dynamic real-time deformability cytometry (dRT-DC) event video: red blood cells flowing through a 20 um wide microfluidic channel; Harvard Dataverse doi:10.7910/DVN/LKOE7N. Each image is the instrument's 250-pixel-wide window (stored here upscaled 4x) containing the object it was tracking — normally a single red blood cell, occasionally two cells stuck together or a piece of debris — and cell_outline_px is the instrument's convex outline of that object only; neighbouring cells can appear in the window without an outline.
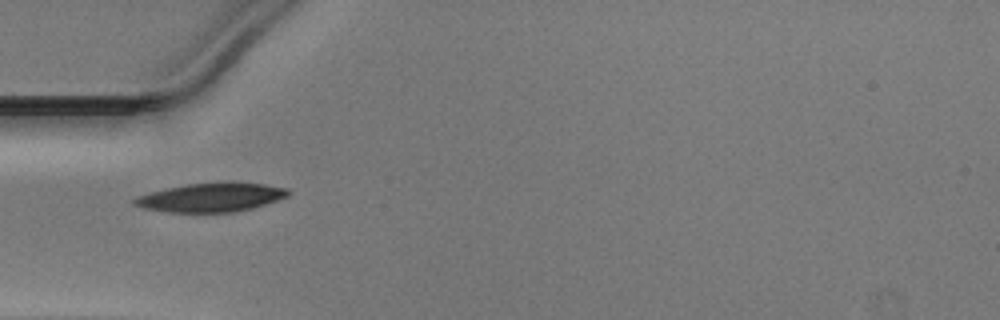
{"species": "Egyptian fruit bat (a non-hibernating species)", "species_latin": "Rousettus aegyptiacus", "temperature_condition": "warm", "stored_images_in_passage": 32, "camera_frame_rate_fps": 3000, "um_per_image_px": 0.085, "animal": {"sex": "male"}, "frame": {"image": 1, "passage_image": 1, "time_ms": 0.0, "image_size_px": [1000, 320], "cell_outline_px": [[288, 196], [252, 208], [236, 212], [168, 212], [144, 208], [132, 204], [132, 200], [136, 196], [168, 188], [188, 184], [228, 180], [264, 184], [288, 188]], "centroid_in_image_um": [17.95, 16.76], "position_along_channel_um": 67.0, "area_um2": 26.07}}
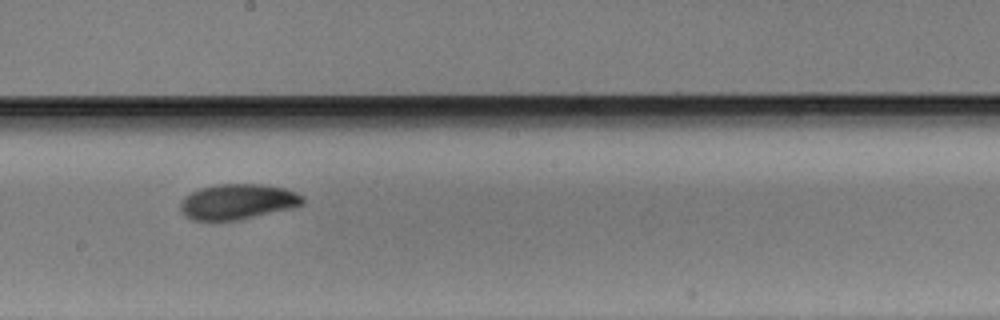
{"frame": {"image": 2, "passage_image": 13, "time_ms": 4.0, "image_size_px": [1000, 320], "cell_outline_px": [[304, 204], [292, 208], [236, 220], [192, 220], [180, 208], [180, 200], [184, 196], [200, 188], [216, 184], [260, 184], [284, 188], [296, 192], [304, 196]], "centroid_in_image_um": [20.22, 17.13], "position_along_channel_um": 228.0, "area_um2": 25.09}}
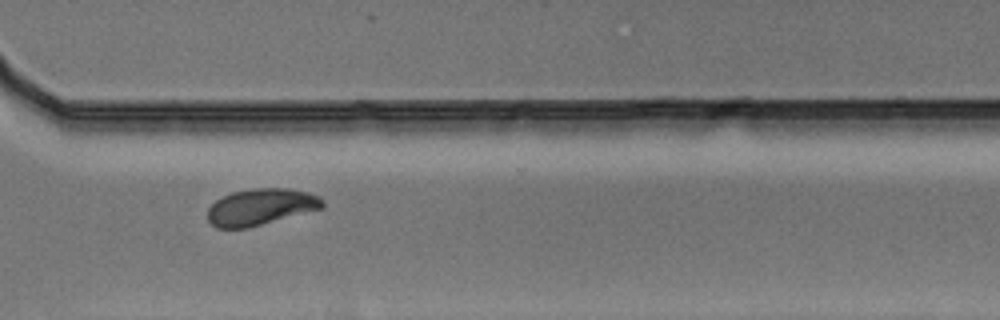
{"frame": {"image": 3, "passage_image": 22, "time_ms": 7.0, "image_size_px": [1000, 320], "cell_outline_px": [[324, 208], [248, 228], [216, 228], [208, 220], [208, 208], [216, 200], [232, 192], [256, 188], [288, 188], [308, 192], [320, 196], [324, 200]], "centroid_in_image_um": [22.2, 17.59], "position_along_channel_um": 348.4, "area_um2": 24.51}}